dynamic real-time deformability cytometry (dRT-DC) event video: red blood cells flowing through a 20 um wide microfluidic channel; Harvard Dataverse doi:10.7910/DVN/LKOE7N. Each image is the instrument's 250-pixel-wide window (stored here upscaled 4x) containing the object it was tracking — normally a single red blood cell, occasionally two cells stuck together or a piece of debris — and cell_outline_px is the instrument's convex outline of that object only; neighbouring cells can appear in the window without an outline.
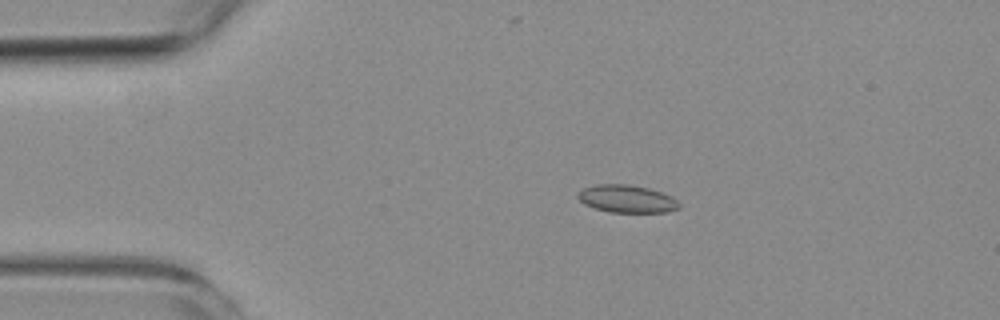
{"species": "common noctule bat (a hibernating species)", "species_latin": "Nyctalus noctula", "temperature_condition": "room temperature", "stored_images_in_passage": 6, "camera_frame_rate_fps": 3000, "um_per_image_px": 0.085, "animal": {"sex": "female", "body_mass_g": 19.3, "forearm_length_mm": 54.1}, "frame": {"image": 1, "passage_image": 1, "time_ms": 0.0, "image_size_px": [1000, 320], "cell_outline_px": [[680, 208], [668, 212], [608, 212], [584, 204], [576, 196], [584, 188], [596, 184], [628, 184], [648, 188], [672, 196], [680, 204]], "centroid_in_image_um": [53.3, 16.9], "position_along_channel_um": 31.7, "area_um2": 16.24}}
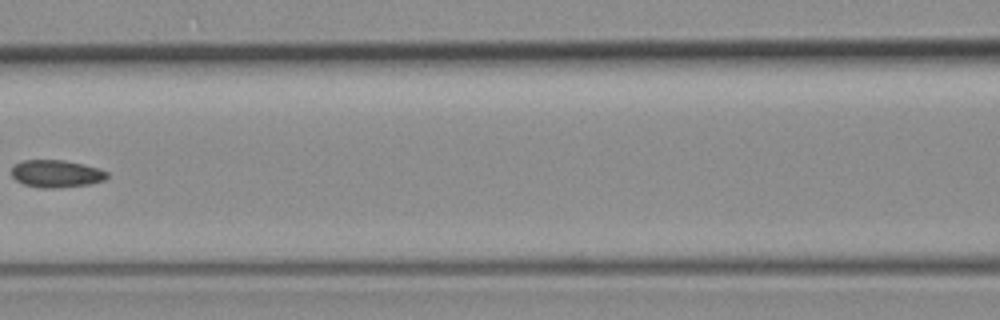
{"frame": {"image": 2, "passage_image": 5, "time_ms": 4.667, "image_size_px": [1000, 320], "cell_outline_px": [[108, 176], [104, 180], [88, 184], [60, 188], [40, 188], [24, 184], [16, 180], [12, 176], [12, 168], [16, 164], [24, 160], [64, 160], [84, 164], [100, 168], [108, 172]], "centroid_in_image_um": [4.81, 14.76], "position_along_channel_um": 161.8, "area_um2": 15.32}}
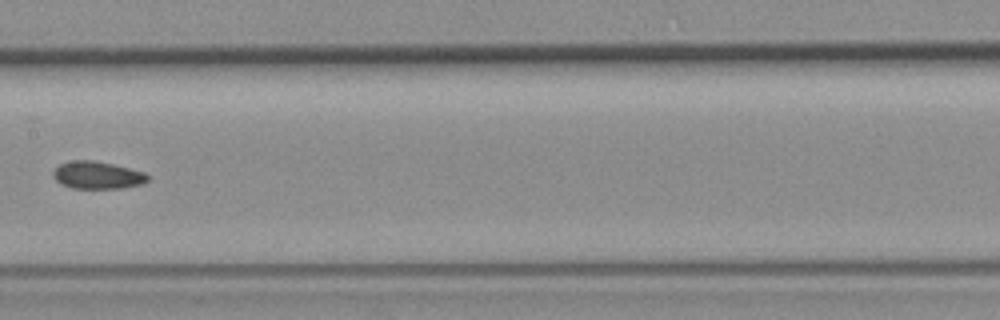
{"frame": {"image": 3, "passage_image": 6, "time_ms": 5.667, "image_size_px": [1000, 320], "cell_outline_px": [[148, 180], [144, 184], [120, 188], [72, 188], [60, 184], [52, 176], [52, 172], [60, 164], [72, 160], [92, 160], [112, 164], [144, 172], [148, 176]], "centroid_in_image_um": [8.25, 14.89], "position_along_channel_um": 199.1, "area_um2": 15.09}}